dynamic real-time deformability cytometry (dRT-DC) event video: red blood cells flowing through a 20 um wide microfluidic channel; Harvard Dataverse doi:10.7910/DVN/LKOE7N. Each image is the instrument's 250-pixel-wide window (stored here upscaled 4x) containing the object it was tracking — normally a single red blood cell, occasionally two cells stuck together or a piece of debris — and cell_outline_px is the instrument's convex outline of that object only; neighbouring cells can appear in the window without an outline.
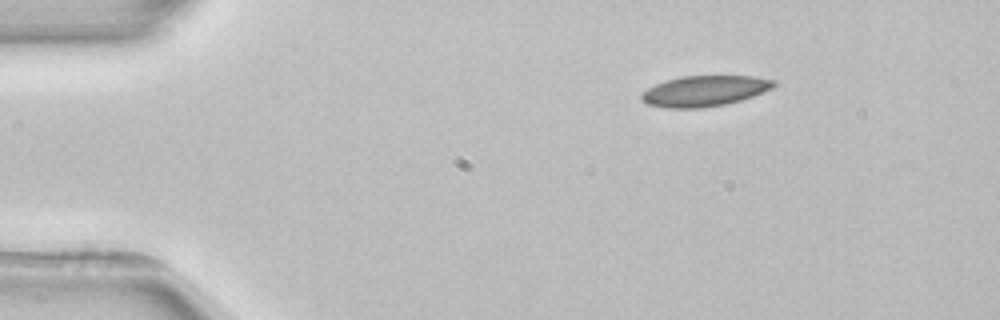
{"species": "common noctule bat (a hibernating species)", "species_latin": "Nyctalus noctula", "temperature_condition": "room temperature", "stored_images_in_passage": 3, "camera_frame_rate_fps": 3000, "um_per_image_px": 0.085, "animal": {"sex": "female", "body_mass_g": 22.7, "forearm_length_mm": 54.2}, "frame": {"image": 1, "passage_image": 1, "time_ms": 0.0, "image_size_px": [1000, 320], "cell_outline_px": [[776, 84], [772, 88], [752, 96], [740, 100], [724, 104], [700, 108], [664, 108], [648, 104], [640, 96], [640, 92], [656, 84], [680, 76], [756, 76], [776, 80]], "centroid_in_image_um": [59.88, 7.72], "position_along_channel_um": 25.1, "area_um2": 23.52}}